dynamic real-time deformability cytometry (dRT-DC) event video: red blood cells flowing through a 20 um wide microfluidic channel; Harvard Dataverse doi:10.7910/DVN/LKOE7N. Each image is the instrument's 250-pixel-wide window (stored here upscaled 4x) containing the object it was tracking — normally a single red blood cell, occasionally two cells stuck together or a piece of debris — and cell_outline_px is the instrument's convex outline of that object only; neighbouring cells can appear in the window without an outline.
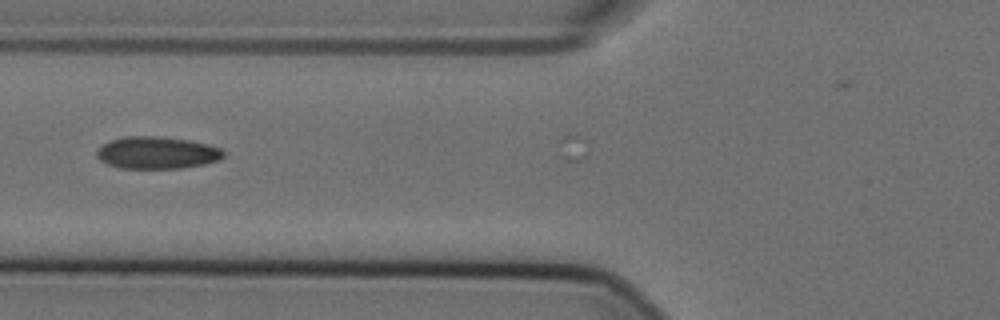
{"species": "Egyptian fruit bat (a non-hibernating species)", "species_latin": "Rousettus aegyptiacus", "temperature_condition": "cold", "stored_images_in_passage": 33, "camera_frame_rate_fps": 3000, "um_per_image_px": 0.085, "animal": {"sex": "female"}, "frame": {"image": 1, "passage_image": 3, "time_ms": 0.667, "image_size_px": [1000, 320], "cell_outline_px": [[224, 156], [220, 160], [204, 164], [180, 168], [120, 168], [108, 164], [100, 160], [96, 156], [96, 152], [104, 144], [112, 140], [124, 136], [156, 136], [188, 140], [208, 144], [220, 148], [224, 152]], "centroid_in_image_um": [13.36, 12.98], "position_along_channel_um": 112.4, "area_um2": 23.64}}
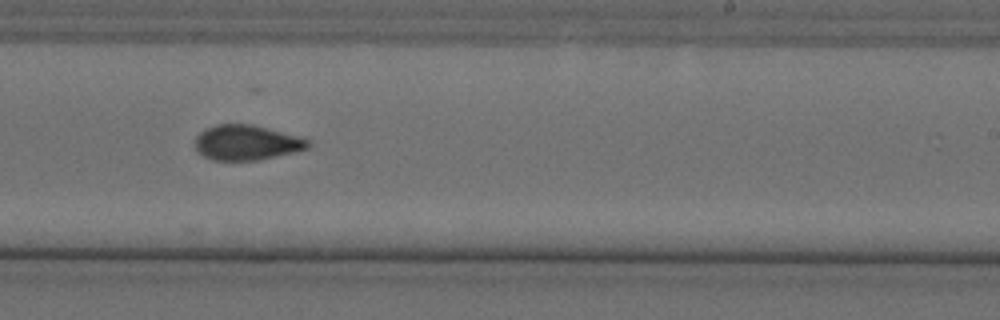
{"frame": {"image": 2, "passage_image": 16, "time_ms": 5.0, "image_size_px": [1000, 320], "cell_outline_px": [[308, 148], [292, 152], [256, 160], [212, 160], [196, 152], [196, 136], [200, 132], [216, 124], [252, 124], [300, 136], [308, 140]], "centroid_in_image_um": [20.92, 12.11], "position_along_channel_um": 268.1, "area_um2": 22.83}}
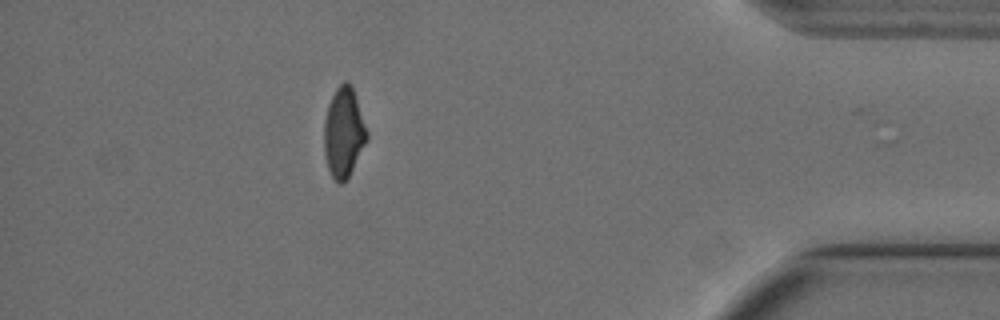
{"frame": {"image": 3, "passage_image": 31, "time_ms": 10.0, "image_size_px": [1000, 320], "cell_outline_px": [[368, 140], [344, 184], [336, 184], [328, 168], [324, 152], [324, 124], [328, 104], [336, 88], [344, 80], [348, 80], [352, 84], [368, 132]], "centroid_in_image_um": [29.22, 11.25], "position_along_channel_um": 406.0, "area_um2": 22.66}, "authors_computed_cell_mechanics": {"area_um2": 23.1778, "velocity_mm_per_s": 3.593, "shape_relaxation_time_tau1_ms": 10.6162, "shape_relaxation_time_tau2_ms": 3.9305, "deformation_change_tau1": 0.1754, "deformation_change_tau2": 0.0529}}